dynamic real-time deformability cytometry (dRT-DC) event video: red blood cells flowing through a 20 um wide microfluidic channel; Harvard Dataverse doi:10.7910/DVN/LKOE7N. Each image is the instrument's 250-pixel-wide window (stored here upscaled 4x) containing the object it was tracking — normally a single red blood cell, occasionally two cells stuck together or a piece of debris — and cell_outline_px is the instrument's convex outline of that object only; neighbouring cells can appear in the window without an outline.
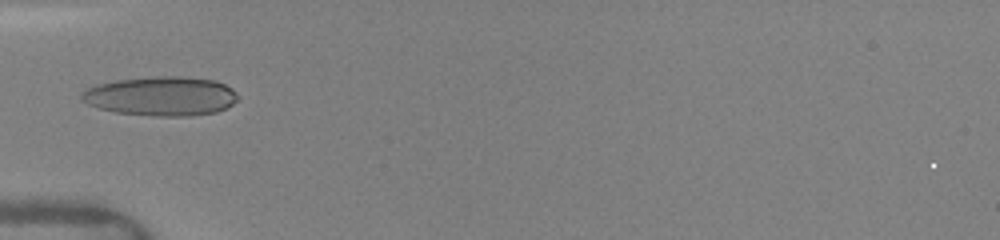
{"species": "human", "species_latin": "Homo sapiens", "temperature_condition": "warm", "stored_images_in_passage": 27, "camera_frame_rate_fps": 3000, "um_per_image_px": 0.085, "donor": {"sex": "female"}, "frame": {"image": 1, "passage_image": 1, "time_ms": 0.0, "image_size_px": [1000, 240], "cell_outline_px": [[240, 96], [232, 104], [216, 112], [192, 116], [156, 116], [116, 112], [100, 108], [88, 104], [80, 100], [80, 92], [96, 84], [116, 80], [156, 76], [184, 76], [216, 80], [232, 88]], "centroid_in_image_um": [13.7, 8.16], "position_along_channel_um": 71.3, "area_um2": 35.95}}
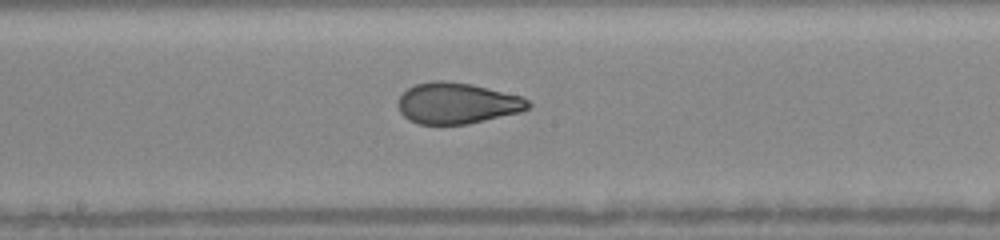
{"frame": {"image": 2, "passage_image": 12, "time_ms": 3.333, "image_size_px": [1000, 240], "cell_outline_px": [[532, 104], [528, 108], [520, 112], [468, 124], [416, 124], [408, 120], [400, 112], [396, 104], [400, 96], [408, 88], [416, 84], [432, 80], [444, 80], [472, 84], [520, 96], [528, 100]], "centroid_in_image_um": [38.82, 8.77], "position_along_channel_um": 209.4, "area_um2": 31.21}}
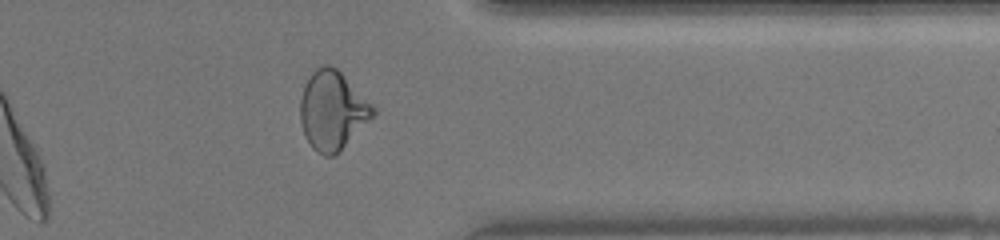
{"frame": {"image": 3, "passage_image": 23, "time_ms": 7.667, "image_size_px": [1000, 240], "cell_outline_px": [[376, 112], [332, 156], [324, 156], [316, 152], [312, 148], [304, 132], [300, 120], [300, 100], [304, 84], [308, 76], [316, 68], [324, 64], [328, 64], [336, 68], [376, 108]], "centroid_in_image_um": [28.2, 9.34], "position_along_channel_um": 383.2, "area_um2": 32.54}, "authors_computed_cell_mechanics": {"area_um2": 32.1368, "velocity_mm_per_s": 4.1351, "shape_relaxation_time_tau1_ms": 6.4147, "shape_relaxation_time_tau2_ms": 0.9178, "deformation_change_tau1": 0.2032, "deformation_change_tau2": 0.0643}}